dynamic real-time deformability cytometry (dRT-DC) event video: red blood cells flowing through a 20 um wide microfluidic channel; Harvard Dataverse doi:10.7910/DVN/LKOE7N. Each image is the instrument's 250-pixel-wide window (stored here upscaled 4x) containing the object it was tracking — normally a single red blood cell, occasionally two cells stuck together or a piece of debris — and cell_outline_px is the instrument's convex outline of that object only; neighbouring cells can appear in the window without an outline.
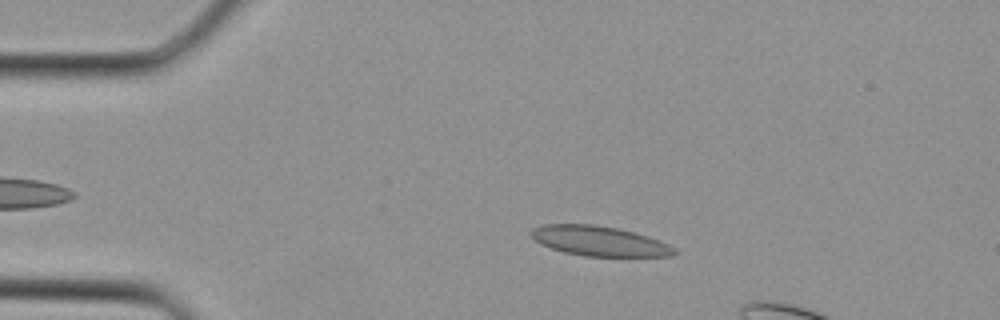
{"species": "Egyptian fruit bat (a non-hibernating species)", "species_latin": "Rousettus aegyptiacus", "temperature_condition": "cold", "stored_images_in_passage": 10, "camera_frame_rate_fps": 3000, "um_per_image_px": 0.085, "animal": {"sex": "female"}, "frame": {"image": 1, "passage_image": 6, "time_ms": 1.667, "image_size_px": [1000, 320], "cell_outline_px": [[680, 252], [672, 256], [584, 256], [564, 252], [540, 244], [528, 232], [532, 228], [540, 224], [592, 224], [616, 228], [648, 236], [668, 244], [676, 248]], "centroid_in_image_um": [50.93, 20.48], "position_along_channel_um": 34.1, "area_um2": 24.97}}